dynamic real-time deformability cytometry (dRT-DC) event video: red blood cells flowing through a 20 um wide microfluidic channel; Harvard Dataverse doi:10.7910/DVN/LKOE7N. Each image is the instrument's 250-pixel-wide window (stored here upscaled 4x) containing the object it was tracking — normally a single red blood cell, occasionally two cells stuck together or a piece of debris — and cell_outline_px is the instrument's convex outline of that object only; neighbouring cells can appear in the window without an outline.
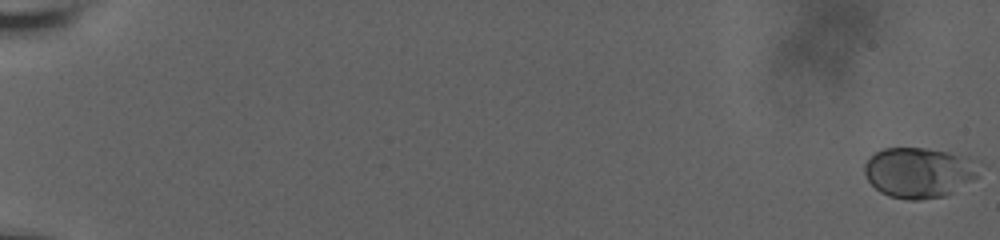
{"species": "human", "species_latin": "Homo sapiens", "temperature_condition": "room temperature", "stored_images_in_passage": 62, "camera_frame_rate_fps": 3000, "um_per_image_px": 0.085, "donor": {"sex": "male"}, "frame": {"image": 1, "passage_image": 1, "time_ms": 0.0, "image_size_px": [1000, 240], "cell_outline_px": [[984, 164], [980, 176], [952, 192], [944, 196], [920, 200], [908, 200], [888, 196], [880, 192], [868, 180], [864, 172], [864, 164], [876, 152], [884, 148], [928, 148], [948, 152], [980, 160]], "centroid_in_image_um": [78.2, 14.66], "position_along_channel_um": 6.8, "area_um2": 34.22}}
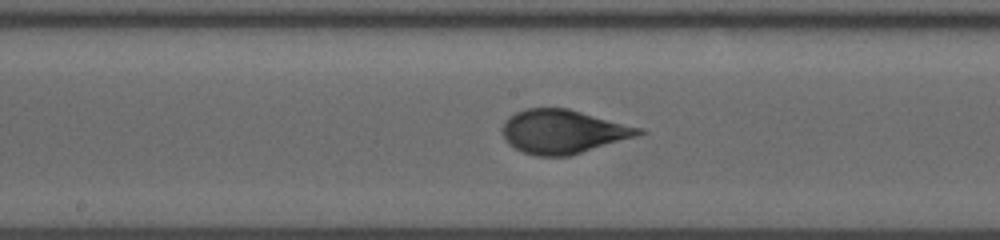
{"frame": {"image": 2, "passage_image": 36, "time_ms": 11.667, "image_size_px": [1000, 240], "cell_outline_px": [[648, 132], [636, 136], [568, 156], [536, 156], [524, 152], [508, 144], [504, 140], [504, 124], [508, 116], [524, 108], [568, 108], [644, 128]], "centroid_in_image_um": [47.88, 11.17], "position_along_channel_um": 200.3, "area_um2": 34.68}}
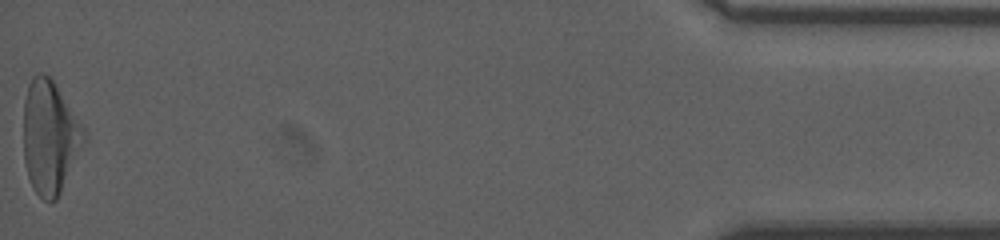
{"frame": {"image": 3, "passage_image": 62, "time_ms": 20.333, "image_size_px": [1000, 240], "cell_outline_px": [[88, 140], [56, 200], [44, 200], [32, 188], [28, 176], [24, 160], [24, 100], [28, 84], [32, 76], [40, 72], [44, 72], [52, 80], [88, 132]], "centroid_in_image_um": [4.27, 11.65], "position_along_channel_um": 430.9, "area_um2": 40.29}, "authors_computed_cell_mechanics": {"area_um2": 33.8708, "velocity_mm_per_s": 3.6478, "shape_relaxation_time_tau1_ms": 5.1394, "shape_relaxation_time_tau2_ms": null, "deformation_change_tau1": 0.1745, "deformation_change_tau2": null}}